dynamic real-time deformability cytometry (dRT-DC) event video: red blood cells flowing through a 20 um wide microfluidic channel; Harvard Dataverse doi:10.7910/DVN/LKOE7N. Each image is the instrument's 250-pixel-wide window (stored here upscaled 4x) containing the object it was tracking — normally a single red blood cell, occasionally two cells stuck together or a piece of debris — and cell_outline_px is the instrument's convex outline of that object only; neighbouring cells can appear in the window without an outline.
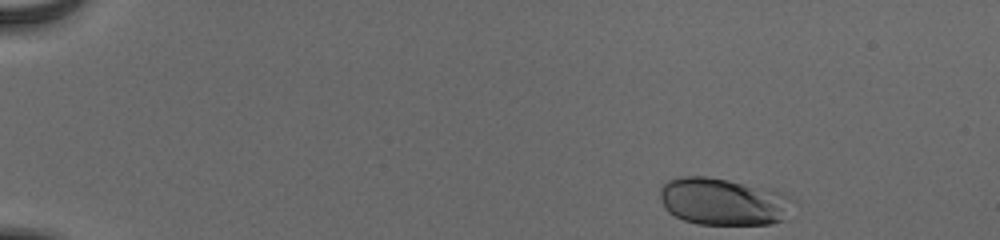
{"species": "human", "species_latin": "Homo sapiens", "temperature_condition": "cold", "stored_images_in_passage": 48, "camera_frame_rate_fps": 3000, "um_per_image_px": 0.085, "donor": {"sex": "male"}, "frame": {"image": 1, "passage_image": 1, "time_ms": 0.0, "image_size_px": [1000, 240], "cell_outline_px": [[788, 196], [784, 220], [772, 224], [696, 224], [684, 220], [668, 212], [664, 208], [660, 196], [660, 188], [668, 180], [684, 176], [704, 176], [776, 188], [784, 192]], "centroid_in_image_um": [61.43, 17.12], "position_along_channel_um": 23.6, "area_um2": 36.47}}
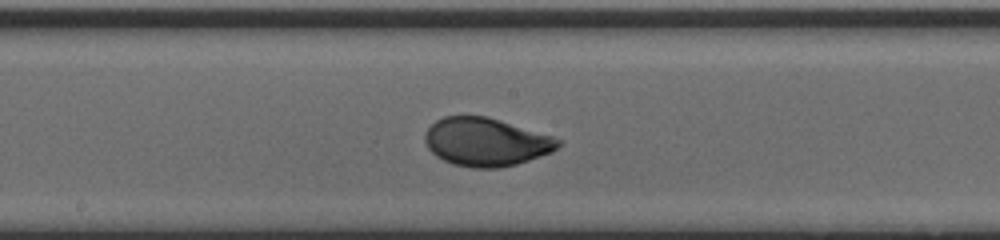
{"frame": {"image": 2, "passage_image": 25, "time_ms": 8.0, "image_size_px": [1000, 240], "cell_outline_px": [[560, 144], [552, 152], [516, 164], [500, 168], [472, 168], [452, 164], [436, 156], [428, 148], [424, 140], [424, 136], [428, 128], [436, 120], [444, 116], [488, 116], [552, 136], [560, 140]], "centroid_in_image_um": [41.28, 12.07], "position_along_channel_um": 206.9, "area_um2": 37.34}}
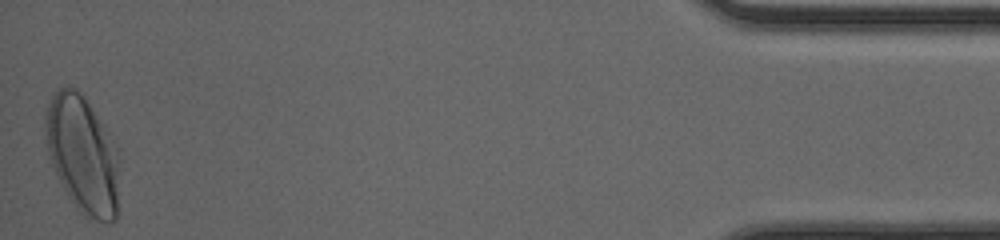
{"frame": {"image": 3, "passage_image": 48, "time_ms": 15.667, "image_size_px": [1000, 240], "cell_outline_px": [[120, 160], [116, 220], [108, 224], [88, 220], [76, 208], [68, 196], [52, 164], [48, 148], [44, 124], [44, 116], [48, 104], [52, 96], [64, 84], [68, 84], [76, 88], [84, 96], [108, 132], [116, 148]], "centroid_in_image_um": [7.04, 13.17], "position_along_channel_um": 428.2, "area_um2": 50.98}, "authors_computed_cell_mechanics": {"area_um2": 36.2984, "velocity_mm_per_s": 3.8702, "shape_relaxation_time_tau1_ms": 2.5946, "shape_relaxation_time_tau2_ms": null, "deformation_change_tau1": 0.1434, "deformation_change_tau2": null}}